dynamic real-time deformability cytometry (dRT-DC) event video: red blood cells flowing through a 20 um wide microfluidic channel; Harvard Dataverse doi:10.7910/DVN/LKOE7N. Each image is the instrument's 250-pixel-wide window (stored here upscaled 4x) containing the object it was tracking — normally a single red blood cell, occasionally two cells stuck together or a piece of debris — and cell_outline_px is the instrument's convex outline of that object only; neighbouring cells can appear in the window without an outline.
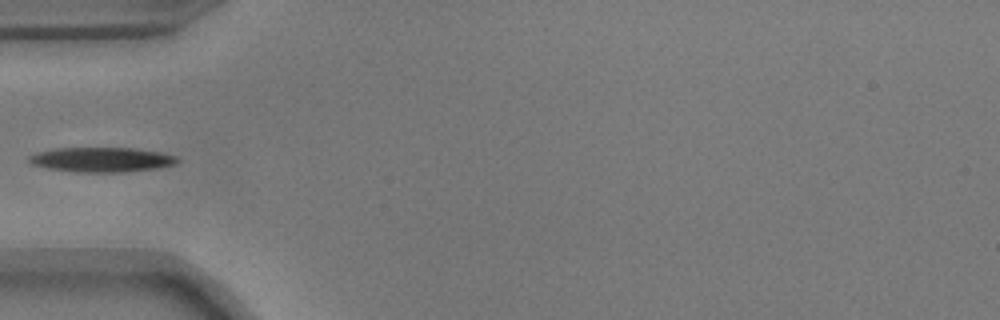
{"species": "common noctule bat (a hibernating species)", "species_latin": "Nyctalus noctula", "temperature_condition": "warm", "stored_images_in_passage": 35, "camera_frame_rate_fps": 3000, "um_per_image_px": 0.085, "animal": {"sex": "male", "body_mass_g": 17.9}, "frame": {"image": 1, "passage_image": 1, "time_ms": 0.0, "image_size_px": [1000, 320], "cell_outline_px": [[180, 160], [176, 164], [156, 168], [124, 172], [72, 172], [48, 168], [32, 164], [28, 160], [28, 156], [40, 152], [56, 148], [132, 148], [160, 152], [176, 156]], "centroid_in_image_um": [8.65, 13.57], "position_along_channel_um": 76.3, "area_um2": 21.27}}
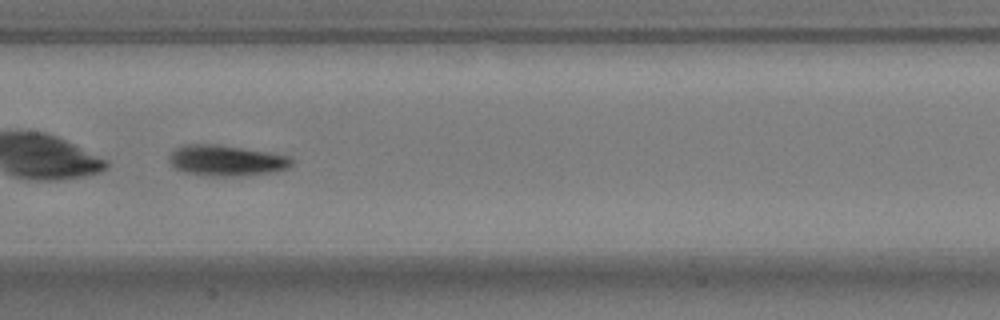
{"frame": {"image": 2, "passage_image": 10, "time_ms": 3.0, "image_size_px": [1000, 320], "cell_outline_px": [[292, 164], [288, 168], [272, 172], [240, 176], [220, 176], [184, 172], [176, 168], [168, 160], [172, 152], [176, 148], [184, 144], [216, 144], [268, 152], [288, 156], [292, 160]], "centroid_in_image_um": [19.23, 13.64], "position_along_channel_um": 188.2, "area_um2": 21.68}}
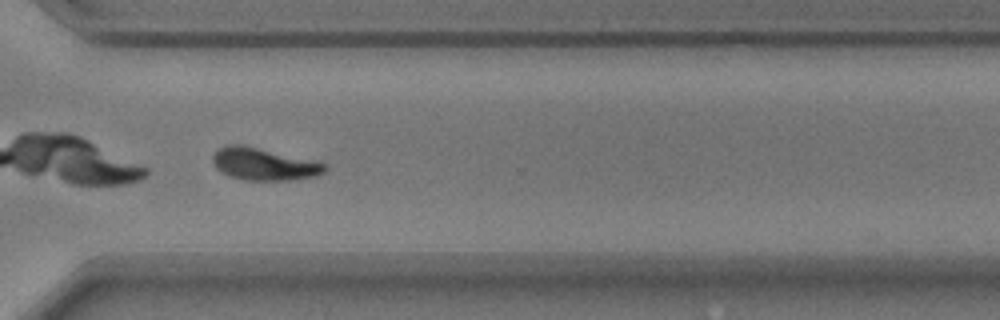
{"frame": {"image": 3, "passage_image": 23, "time_ms": 7.333, "image_size_px": [1000, 320], "cell_outline_px": [[328, 168], [324, 172], [316, 176], [288, 180], [244, 180], [228, 176], [220, 172], [216, 168], [212, 160], [212, 156], [220, 148], [228, 144], [240, 144], [312, 160], [328, 164]], "centroid_in_image_um": [22.42, 13.96], "position_along_channel_um": 348.2, "area_um2": 20.98}}